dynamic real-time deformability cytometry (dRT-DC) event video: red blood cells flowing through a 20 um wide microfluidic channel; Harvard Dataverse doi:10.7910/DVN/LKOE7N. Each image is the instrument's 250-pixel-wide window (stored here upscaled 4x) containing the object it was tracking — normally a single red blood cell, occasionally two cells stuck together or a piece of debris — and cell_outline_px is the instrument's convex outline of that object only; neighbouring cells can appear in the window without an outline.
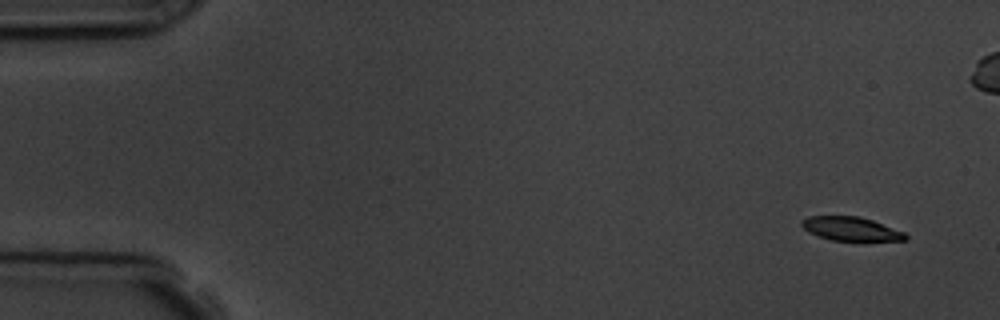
{"species": "common noctule bat (a hibernating species)", "species_latin": "Nyctalus noctula", "temperature_condition": "room temperature", "stored_images_in_passage": 6, "segment_of_instrument_passage": [1, 2], "camera_frame_rate_fps": 3000, "um_per_image_px": 0.085, "animal": {"sex": "male", "body_mass_g": 19.5, "forearm_length_mm": 54.6}, "frame": {"image": 1, "passage_image": 1, "time_ms": 0.0, "image_size_px": [1000, 320], "cell_outline_px": [[908, 240], [860, 244], [832, 240], [808, 232], [800, 224], [800, 220], [808, 216], [860, 216], [872, 220], [904, 232], [908, 236]], "centroid_in_image_um": [72.4, 19.51], "position_along_channel_um": 12.6, "area_um2": 15.32}}